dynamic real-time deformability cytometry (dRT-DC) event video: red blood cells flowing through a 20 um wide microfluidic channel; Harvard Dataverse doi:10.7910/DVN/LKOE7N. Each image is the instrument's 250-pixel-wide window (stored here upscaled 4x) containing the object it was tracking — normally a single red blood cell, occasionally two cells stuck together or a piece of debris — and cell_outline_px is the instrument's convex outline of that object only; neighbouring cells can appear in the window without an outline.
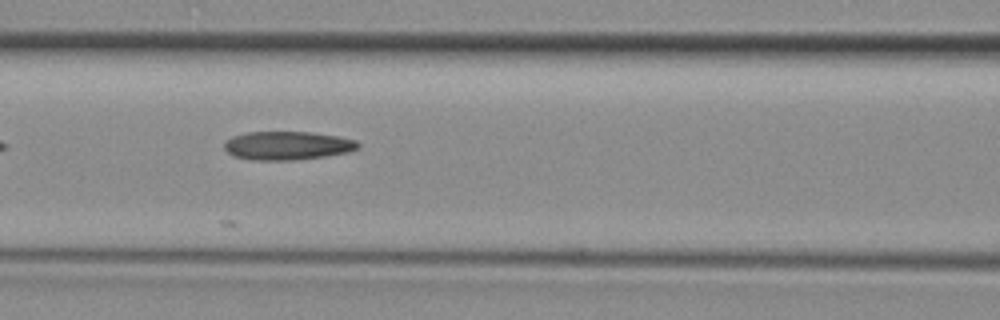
{"species": "common noctule bat (a hibernating species)", "species_latin": "Nyctalus noctula", "temperature_condition": "room temperature", "stored_images_in_passage": 12, "camera_frame_rate_fps": 3000, "um_per_image_px": 0.085, "animal": {"sex": "female", "body_mass_g": 29.2, "forearm_length_mm": 56.3}, "frame": {"image": 1, "passage_image": 6, "time_ms": 1.667, "image_size_px": [1000, 320], "cell_outline_px": [[360, 148], [348, 152], [324, 156], [292, 160], [252, 160], [236, 156], [228, 152], [224, 148], [224, 144], [232, 136], [248, 132], [308, 132], [336, 136], [356, 140], [360, 144]], "centroid_in_image_um": [24.44, 12.37], "position_along_channel_um": 142.2, "area_um2": 22.02}}
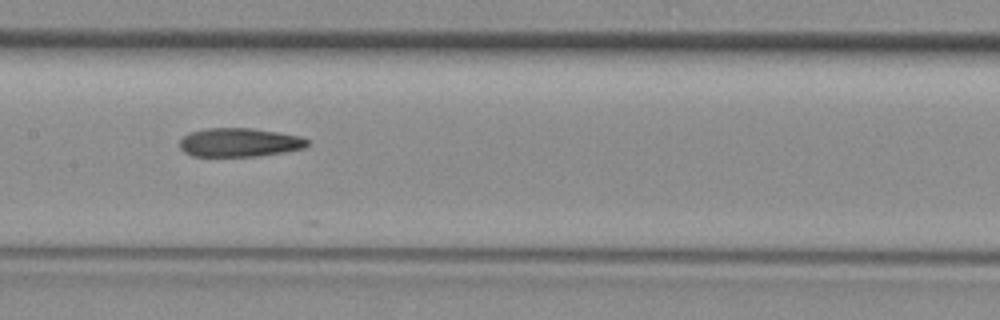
{"frame": {"image": 2, "passage_image": 9, "time_ms": 2.667, "image_size_px": [1000, 320], "cell_outline_px": [[308, 144], [304, 148], [284, 152], [256, 156], [192, 156], [184, 152], [180, 148], [180, 140], [188, 132], [208, 128], [252, 128], [300, 136], [308, 140]], "centroid_in_image_um": [20.32, 12.1], "position_along_channel_um": 187.1, "area_um2": 21.33}}